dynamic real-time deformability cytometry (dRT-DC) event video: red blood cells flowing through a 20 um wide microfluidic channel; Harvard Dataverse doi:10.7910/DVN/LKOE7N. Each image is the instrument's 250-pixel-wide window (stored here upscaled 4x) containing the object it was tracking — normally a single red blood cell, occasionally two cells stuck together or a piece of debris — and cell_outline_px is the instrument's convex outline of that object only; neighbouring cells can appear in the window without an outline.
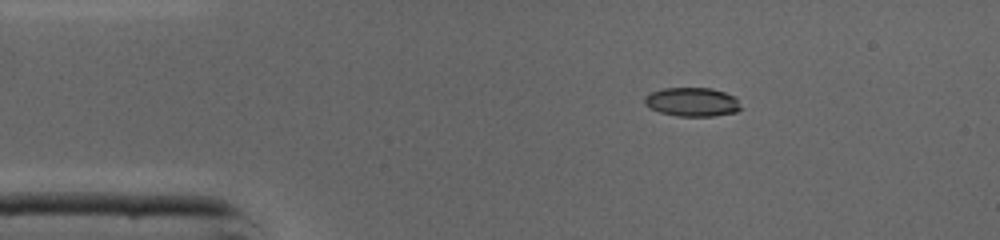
{"species": "common noctule bat (a hibernating species)", "species_latin": "Nyctalus noctula", "temperature_condition": "cold", "stored_images_in_passage": 39, "camera_frame_rate_fps": 3000, "um_per_image_px": 0.085, "animal": {"sex": "male", "body_mass_g": 19.0, "forearm_length_mm": 50.8}, "frame": {"image": 1, "passage_image": 1, "time_ms": 0.0, "image_size_px": [1000, 240], "cell_outline_px": [[740, 108], [736, 112], [712, 116], [676, 116], [660, 112], [644, 104], [644, 96], [652, 92], [664, 88], [712, 88], [736, 96]], "centroid_in_image_um": [58.83, 8.66], "position_along_channel_um": 26.2, "area_um2": 16.13}}
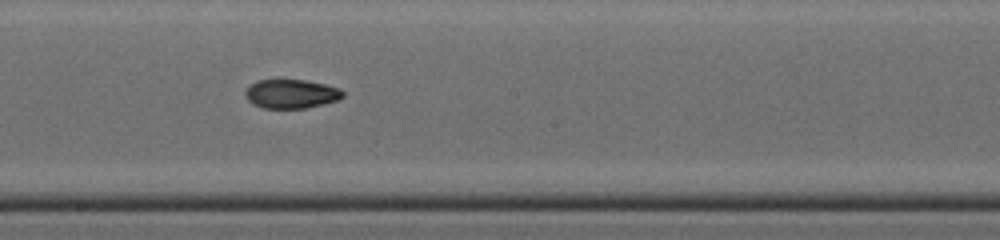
{"frame": {"image": 2, "passage_image": 18, "time_ms": 5.667, "image_size_px": [1000, 240], "cell_outline_px": [[344, 96], [336, 100], [304, 108], [264, 108], [252, 104], [248, 100], [244, 92], [256, 80], [304, 80], [324, 84], [340, 88], [344, 92]], "centroid_in_image_um": [24.74, 7.97], "position_along_channel_um": 223.5, "area_um2": 16.24}}
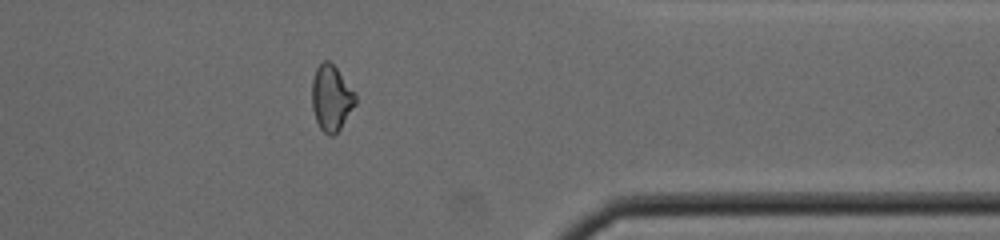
{"frame": {"image": 3, "passage_image": 30, "time_ms": 9.667, "image_size_px": [1000, 240], "cell_outline_px": [[356, 104], [340, 128], [332, 136], [328, 136], [320, 128], [316, 120], [312, 108], [312, 80], [316, 68], [324, 60], [328, 60], [336, 68], [356, 92]], "centroid_in_image_um": [28.16, 8.33], "position_along_channel_um": 383.2, "area_um2": 16.65}, "authors_computed_cell_mechanics": {"area_um2": 16.9354, "velocity_mm_per_s": 4.4034, "shape_relaxation_time_tau1_ms": null, "shape_relaxation_time_tau2_ms": 2.0382, "deformation_change_tau1": null, "deformation_change_tau2": 0.0663}}